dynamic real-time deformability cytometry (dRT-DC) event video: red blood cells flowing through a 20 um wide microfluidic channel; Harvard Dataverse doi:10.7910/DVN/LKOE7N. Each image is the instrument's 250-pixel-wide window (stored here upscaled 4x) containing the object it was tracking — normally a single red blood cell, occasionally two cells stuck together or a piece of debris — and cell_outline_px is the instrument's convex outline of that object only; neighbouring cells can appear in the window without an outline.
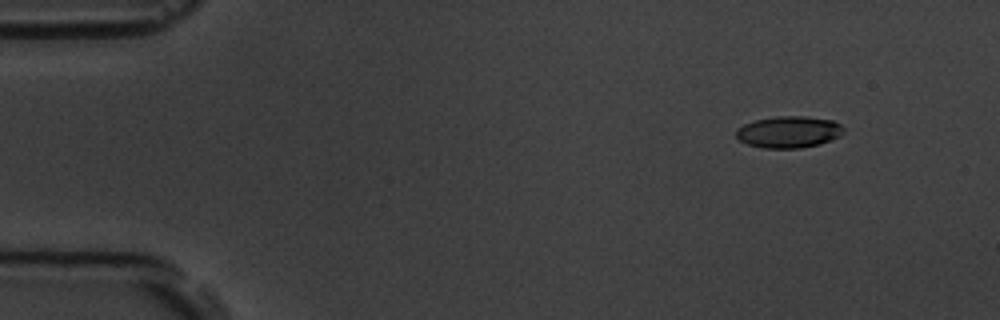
{"species": "common noctule bat (a hibernating species)", "species_latin": "Nyctalus noctula", "temperature_condition": "room temperature", "stored_images_in_passage": 5, "camera_frame_rate_fps": 3000, "um_per_image_px": 0.085, "animal": {"sex": "male", "body_mass_g": 19.5, "forearm_length_mm": 54.6}, "frame": {"image": 1, "passage_image": 1, "time_ms": 0.0, "image_size_px": [1000, 320], "cell_outline_px": [[844, 132], [840, 136], [820, 144], [800, 148], [764, 148], [748, 144], [740, 140], [736, 136], [736, 128], [744, 124], [756, 120], [776, 116], [804, 116], [832, 120], [840, 124], [844, 128]], "centroid_in_image_um": [67.05, 11.21], "position_along_channel_um": 17.9, "area_um2": 19.83}}
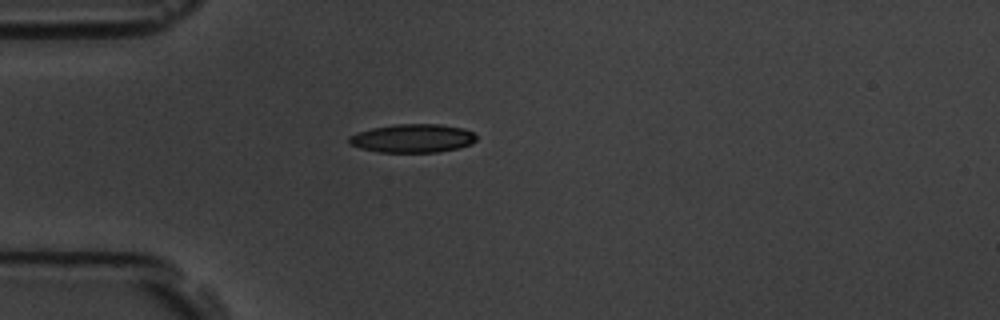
{"frame": {"image": 2, "passage_image": 4, "time_ms": 3.333, "image_size_px": [1000, 320], "cell_outline_px": [[476, 140], [472, 144], [460, 148], [436, 152], [380, 152], [360, 148], [348, 144], [348, 136], [356, 132], [372, 128], [396, 124], [440, 124], [464, 128], [472, 132], [476, 136]], "centroid_in_image_um": [35.06, 11.75], "position_along_channel_um": 49.9, "area_um2": 21.33}}